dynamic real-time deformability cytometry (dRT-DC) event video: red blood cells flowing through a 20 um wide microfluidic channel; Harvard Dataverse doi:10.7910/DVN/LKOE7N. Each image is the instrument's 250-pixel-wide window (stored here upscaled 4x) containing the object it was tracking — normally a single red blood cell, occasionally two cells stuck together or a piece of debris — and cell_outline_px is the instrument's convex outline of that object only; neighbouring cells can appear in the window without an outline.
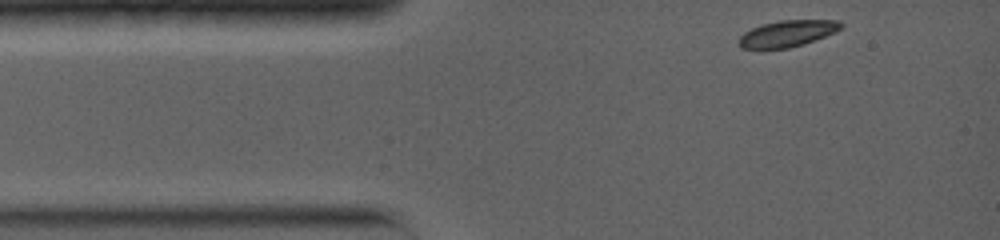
{"species": "common noctule bat (a hibernating species)", "species_latin": "Nyctalus noctula", "temperature_condition": "warm", "stored_images_in_passage": 3, "camera_frame_rate_fps": 5000, "um_per_image_px": 0.085, "animal": {"sex": "female", "body_mass_g": 19.0, "forearm_length_mm": 56.7}, "frame": {"image": 1, "passage_image": 1, "time_ms": 0.0, "image_size_px": [1000, 240], "cell_outline_px": [[844, 28], [836, 32], [804, 44], [788, 48], [740, 48], [740, 36], [744, 32], [760, 24], [780, 20], [840, 20], [844, 24]], "centroid_in_image_um": [66.99, 2.83], "position_along_channel_um": 18.0, "area_um2": 15.78}}
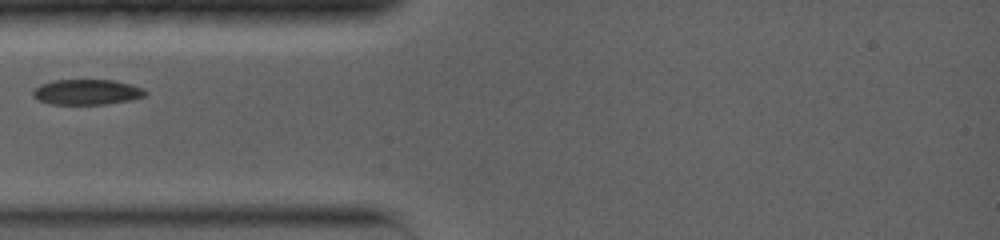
{"frame": {"image": 2, "passage_image": 3, "time_ms": 2.6, "image_size_px": [1000, 240], "cell_outline_px": [[148, 92], [144, 96], [132, 100], [108, 104], [52, 104], [40, 100], [32, 96], [32, 92], [40, 84], [52, 80], [112, 80], [128, 84], [140, 88]], "centroid_in_image_um": [7.36, 7.83], "position_along_channel_um": 77.6, "area_um2": 16.47}}